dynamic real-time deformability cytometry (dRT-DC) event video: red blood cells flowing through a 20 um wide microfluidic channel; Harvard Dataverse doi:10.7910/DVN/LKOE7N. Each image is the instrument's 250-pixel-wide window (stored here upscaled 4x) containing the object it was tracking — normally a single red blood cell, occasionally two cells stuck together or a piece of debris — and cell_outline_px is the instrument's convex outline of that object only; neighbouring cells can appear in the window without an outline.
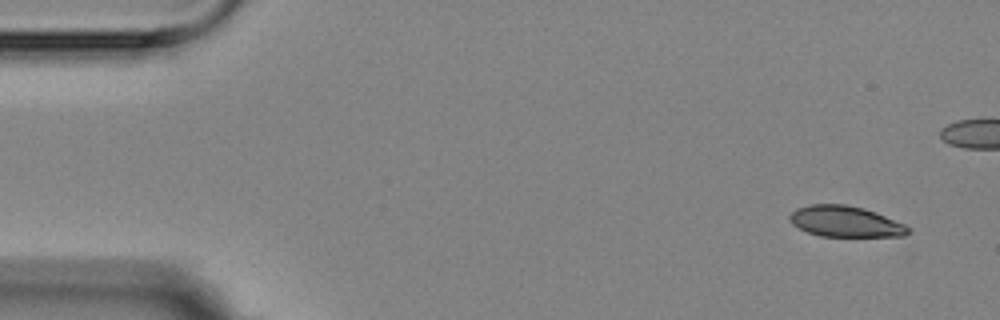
{"species": "Egyptian fruit bat (a non-hibernating species)", "species_latin": "Rousettus aegyptiacus", "temperature_condition": "room temperature", "stored_images_in_passage": 16, "camera_frame_rate_fps": 3000, "um_per_image_px": 0.085, "animal": {"sex": "female"}, "frame": {"image": 1, "passage_image": 1, "time_ms": 0.0, "image_size_px": [1000, 320], "cell_outline_px": [[912, 232], [904, 236], [820, 236], [808, 232], [792, 224], [788, 220], [788, 216], [796, 208], [808, 204], [844, 204], [864, 208], [876, 212], [904, 224], [912, 228]], "centroid_in_image_um": [71.86, 18.82], "position_along_channel_um": 13.1, "area_um2": 21.5}}
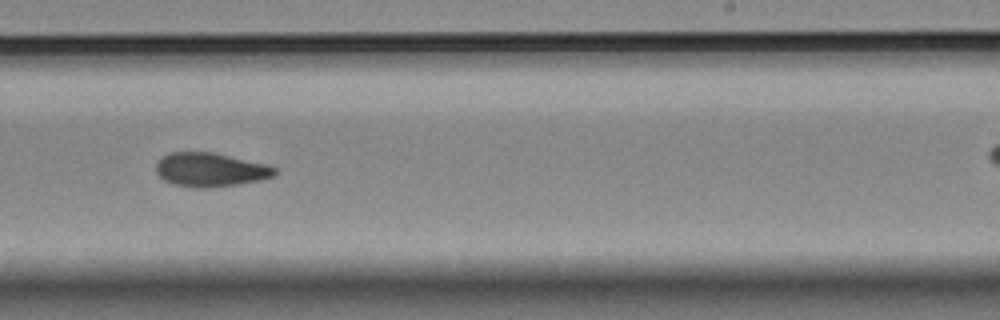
{"frame": {"image": 2, "passage_image": 10, "time_ms": 10.333, "image_size_px": [1000, 320], "cell_outline_px": [[276, 176], [260, 180], [240, 184], [208, 188], [196, 188], [172, 184], [164, 180], [156, 172], [156, 164], [164, 156], [172, 152], [212, 152], [268, 164], [276, 168]], "centroid_in_image_um": [17.91, 14.44], "position_along_channel_um": 271.1, "area_um2": 23.52}}
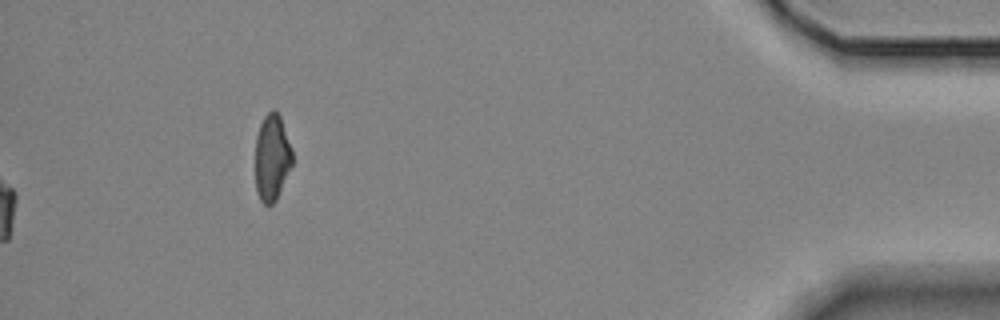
{"frame": {"image": 3, "passage_image": 16, "time_ms": 18.0, "image_size_px": [1000, 320], "cell_outline_px": [[292, 164], [276, 200], [268, 208], [260, 200], [256, 192], [256, 136], [260, 124], [264, 116], [272, 108], [276, 108], [280, 116], [292, 148]], "centroid_in_image_um": [23.11, 13.38], "position_along_channel_um": 412.1, "area_um2": 18.79}, "authors_computed_cell_mechanics": {"area_um2": 23.1489, "velocity_mm_per_s": 3.5517, "shape_relaxation_time_tau1_ms": null, "shape_relaxation_time_tau2_ms": 6.6575, "deformation_change_tau1": null, "deformation_change_tau2": 0.1104}}